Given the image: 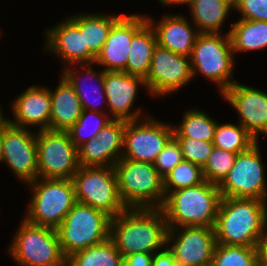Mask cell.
Instances as JSON below:
<instances>
[{
	"label": "cell",
	"mask_w": 267,
	"mask_h": 266,
	"mask_svg": "<svg viewBox=\"0 0 267 266\" xmlns=\"http://www.w3.org/2000/svg\"><path fill=\"white\" fill-rule=\"evenodd\" d=\"M167 230L161 208H127L110 221V238L123 257L162 250Z\"/></svg>",
	"instance_id": "6da1fadb"
},
{
	"label": "cell",
	"mask_w": 267,
	"mask_h": 266,
	"mask_svg": "<svg viewBox=\"0 0 267 266\" xmlns=\"http://www.w3.org/2000/svg\"><path fill=\"white\" fill-rule=\"evenodd\" d=\"M266 229V201L222 197L214 226L216 243L256 247Z\"/></svg>",
	"instance_id": "7a4b0ae2"
},
{
	"label": "cell",
	"mask_w": 267,
	"mask_h": 266,
	"mask_svg": "<svg viewBox=\"0 0 267 266\" xmlns=\"http://www.w3.org/2000/svg\"><path fill=\"white\" fill-rule=\"evenodd\" d=\"M221 199L218 185L206 180L193 187L171 191L161 207L167 228H214Z\"/></svg>",
	"instance_id": "3957f363"
},
{
	"label": "cell",
	"mask_w": 267,
	"mask_h": 266,
	"mask_svg": "<svg viewBox=\"0 0 267 266\" xmlns=\"http://www.w3.org/2000/svg\"><path fill=\"white\" fill-rule=\"evenodd\" d=\"M118 191L126 208H161L165 202L163 178L153 163L120 158L113 166Z\"/></svg>",
	"instance_id": "277c9868"
},
{
	"label": "cell",
	"mask_w": 267,
	"mask_h": 266,
	"mask_svg": "<svg viewBox=\"0 0 267 266\" xmlns=\"http://www.w3.org/2000/svg\"><path fill=\"white\" fill-rule=\"evenodd\" d=\"M190 63L193 80L200 73L216 84L219 95L237 81L233 79L235 55L228 32L200 33L192 49Z\"/></svg>",
	"instance_id": "5b68a950"
},
{
	"label": "cell",
	"mask_w": 267,
	"mask_h": 266,
	"mask_svg": "<svg viewBox=\"0 0 267 266\" xmlns=\"http://www.w3.org/2000/svg\"><path fill=\"white\" fill-rule=\"evenodd\" d=\"M26 186L32 197L23 217L31 224L57 229L76 203L72 179L37 178Z\"/></svg>",
	"instance_id": "8992f818"
},
{
	"label": "cell",
	"mask_w": 267,
	"mask_h": 266,
	"mask_svg": "<svg viewBox=\"0 0 267 266\" xmlns=\"http://www.w3.org/2000/svg\"><path fill=\"white\" fill-rule=\"evenodd\" d=\"M6 250L18 266H66L56 229L31 224L25 218Z\"/></svg>",
	"instance_id": "52a82bcc"
},
{
	"label": "cell",
	"mask_w": 267,
	"mask_h": 266,
	"mask_svg": "<svg viewBox=\"0 0 267 266\" xmlns=\"http://www.w3.org/2000/svg\"><path fill=\"white\" fill-rule=\"evenodd\" d=\"M110 221L106 213L76 202L56 229L64 256L67 258L110 238Z\"/></svg>",
	"instance_id": "ba28073f"
},
{
	"label": "cell",
	"mask_w": 267,
	"mask_h": 266,
	"mask_svg": "<svg viewBox=\"0 0 267 266\" xmlns=\"http://www.w3.org/2000/svg\"><path fill=\"white\" fill-rule=\"evenodd\" d=\"M72 181L76 202L98 209L111 218L127 209L119 195L114 167L79 166Z\"/></svg>",
	"instance_id": "9c48e42d"
},
{
	"label": "cell",
	"mask_w": 267,
	"mask_h": 266,
	"mask_svg": "<svg viewBox=\"0 0 267 266\" xmlns=\"http://www.w3.org/2000/svg\"><path fill=\"white\" fill-rule=\"evenodd\" d=\"M260 142L238 153L227 176L218 185L222 197L257 199L267 202V177Z\"/></svg>",
	"instance_id": "30bf717a"
},
{
	"label": "cell",
	"mask_w": 267,
	"mask_h": 266,
	"mask_svg": "<svg viewBox=\"0 0 267 266\" xmlns=\"http://www.w3.org/2000/svg\"><path fill=\"white\" fill-rule=\"evenodd\" d=\"M38 178L72 179L79 169L78 148L67 131L37 130Z\"/></svg>",
	"instance_id": "8fae6325"
},
{
	"label": "cell",
	"mask_w": 267,
	"mask_h": 266,
	"mask_svg": "<svg viewBox=\"0 0 267 266\" xmlns=\"http://www.w3.org/2000/svg\"><path fill=\"white\" fill-rule=\"evenodd\" d=\"M173 125L158 121L150 115L126 122L122 158L154 163L158 154L174 136Z\"/></svg>",
	"instance_id": "7c38bea8"
},
{
	"label": "cell",
	"mask_w": 267,
	"mask_h": 266,
	"mask_svg": "<svg viewBox=\"0 0 267 266\" xmlns=\"http://www.w3.org/2000/svg\"><path fill=\"white\" fill-rule=\"evenodd\" d=\"M193 79L190 57L176 54L166 48L155 47L150 70L146 76V93L155 98L172 95Z\"/></svg>",
	"instance_id": "4fadbf2b"
},
{
	"label": "cell",
	"mask_w": 267,
	"mask_h": 266,
	"mask_svg": "<svg viewBox=\"0 0 267 266\" xmlns=\"http://www.w3.org/2000/svg\"><path fill=\"white\" fill-rule=\"evenodd\" d=\"M166 246L179 266H211L216 238L214 228H168Z\"/></svg>",
	"instance_id": "5bb4252c"
},
{
	"label": "cell",
	"mask_w": 267,
	"mask_h": 266,
	"mask_svg": "<svg viewBox=\"0 0 267 266\" xmlns=\"http://www.w3.org/2000/svg\"><path fill=\"white\" fill-rule=\"evenodd\" d=\"M33 132V133H32ZM3 163L23 184L38 178L36 131L10 125L2 133Z\"/></svg>",
	"instance_id": "9a60e30c"
},
{
	"label": "cell",
	"mask_w": 267,
	"mask_h": 266,
	"mask_svg": "<svg viewBox=\"0 0 267 266\" xmlns=\"http://www.w3.org/2000/svg\"><path fill=\"white\" fill-rule=\"evenodd\" d=\"M139 87L147 91L142 77L129 75L125 72L104 71V90L106 95V111L111 119L136 121L146 116L141 107L133 109L137 100Z\"/></svg>",
	"instance_id": "2e32d148"
},
{
	"label": "cell",
	"mask_w": 267,
	"mask_h": 266,
	"mask_svg": "<svg viewBox=\"0 0 267 266\" xmlns=\"http://www.w3.org/2000/svg\"><path fill=\"white\" fill-rule=\"evenodd\" d=\"M221 96L236 110L238 123L257 141L258 135L267 136V92L236 81Z\"/></svg>",
	"instance_id": "e0dca14e"
},
{
	"label": "cell",
	"mask_w": 267,
	"mask_h": 266,
	"mask_svg": "<svg viewBox=\"0 0 267 266\" xmlns=\"http://www.w3.org/2000/svg\"><path fill=\"white\" fill-rule=\"evenodd\" d=\"M146 22V14H123L110 29L107 40L96 56L94 64L103 65V71L126 73L133 35Z\"/></svg>",
	"instance_id": "ac0fdd59"
},
{
	"label": "cell",
	"mask_w": 267,
	"mask_h": 266,
	"mask_svg": "<svg viewBox=\"0 0 267 266\" xmlns=\"http://www.w3.org/2000/svg\"><path fill=\"white\" fill-rule=\"evenodd\" d=\"M44 51L55 54L65 67L71 64L94 63L95 56L85 45L84 32L66 16V19L45 29Z\"/></svg>",
	"instance_id": "d6986e66"
},
{
	"label": "cell",
	"mask_w": 267,
	"mask_h": 266,
	"mask_svg": "<svg viewBox=\"0 0 267 266\" xmlns=\"http://www.w3.org/2000/svg\"><path fill=\"white\" fill-rule=\"evenodd\" d=\"M11 124L31 129L37 126L40 130H50L51 95L49 88L41 85H30L16 96L12 102ZM30 127V128H29Z\"/></svg>",
	"instance_id": "ffe728a7"
},
{
	"label": "cell",
	"mask_w": 267,
	"mask_h": 266,
	"mask_svg": "<svg viewBox=\"0 0 267 266\" xmlns=\"http://www.w3.org/2000/svg\"><path fill=\"white\" fill-rule=\"evenodd\" d=\"M167 14L156 23L153 17L146 15L156 34L157 44L176 54L190 57L200 32L182 13Z\"/></svg>",
	"instance_id": "44dd1931"
},
{
	"label": "cell",
	"mask_w": 267,
	"mask_h": 266,
	"mask_svg": "<svg viewBox=\"0 0 267 266\" xmlns=\"http://www.w3.org/2000/svg\"><path fill=\"white\" fill-rule=\"evenodd\" d=\"M55 90L49 88L51 95L50 130L67 131L79 119L83 108L73 86L61 75Z\"/></svg>",
	"instance_id": "7402d4cb"
},
{
	"label": "cell",
	"mask_w": 267,
	"mask_h": 266,
	"mask_svg": "<svg viewBox=\"0 0 267 266\" xmlns=\"http://www.w3.org/2000/svg\"><path fill=\"white\" fill-rule=\"evenodd\" d=\"M76 66H79L80 70L77 69ZM92 66H94V63L74 64V65H70L68 67H64L63 71H61V72H62V75L73 86L76 94L78 95V97L81 101L82 108L84 110L103 112L104 110H102V109L100 110L99 105L101 106L102 103L105 102V104H106V102H107V100H106L107 98H106L105 90H104V71L101 69L99 70V72L94 71L95 68L92 69ZM83 70L85 72L84 74L82 72ZM80 71L82 72L81 76L79 73ZM83 75L87 76L86 79H88L90 83L93 80H94L92 82L93 84H94V82H96V85H94L92 87L93 92L92 93L90 92L92 94V95L90 94V96L88 95V92H89V91H87L88 88L87 87H86L87 89L85 88V85H84L85 80L83 79L84 78ZM91 98H93V101H91ZM98 101H100V102H98ZM95 103L99 104L98 107H97V104H95Z\"/></svg>",
	"instance_id": "603a6c76"
},
{
	"label": "cell",
	"mask_w": 267,
	"mask_h": 266,
	"mask_svg": "<svg viewBox=\"0 0 267 266\" xmlns=\"http://www.w3.org/2000/svg\"><path fill=\"white\" fill-rule=\"evenodd\" d=\"M123 14H110L108 13H86L79 12L76 15L68 16L81 30L84 32L85 45L88 50L96 57L103 45L105 44L109 31L113 24Z\"/></svg>",
	"instance_id": "cb8c5ba5"
},
{
	"label": "cell",
	"mask_w": 267,
	"mask_h": 266,
	"mask_svg": "<svg viewBox=\"0 0 267 266\" xmlns=\"http://www.w3.org/2000/svg\"><path fill=\"white\" fill-rule=\"evenodd\" d=\"M188 8L191 22L198 31L214 34H222L225 19L234 11V7L225 0H194Z\"/></svg>",
	"instance_id": "d4e9b609"
},
{
	"label": "cell",
	"mask_w": 267,
	"mask_h": 266,
	"mask_svg": "<svg viewBox=\"0 0 267 266\" xmlns=\"http://www.w3.org/2000/svg\"><path fill=\"white\" fill-rule=\"evenodd\" d=\"M157 45L153 27L147 21L134 35L130 44L126 73L146 78Z\"/></svg>",
	"instance_id": "484cf974"
},
{
	"label": "cell",
	"mask_w": 267,
	"mask_h": 266,
	"mask_svg": "<svg viewBox=\"0 0 267 266\" xmlns=\"http://www.w3.org/2000/svg\"><path fill=\"white\" fill-rule=\"evenodd\" d=\"M234 55L267 48V21L238 19L230 30Z\"/></svg>",
	"instance_id": "4316f807"
},
{
	"label": "cell",
	"mask_w": 267,
	"mask_h": 266,
	"mask_svg": "<svg viewBox=\"0 0 267 266\" xmlns=\"http://www.w3.org/2000/svg\"><path fill=\"white\" fill-rule=\"evenodd\" d=\"M123 256L111 238L77 251L66 259V266H123Z\"/></svg>",
	"instance_id": "83f0119b"
},
{
	"label": "cell",
	"mask_w": 267,
	"mask_h": 266,
	"mask_svg": "<svg viewBox=\"0 0 267 266\" xmlns=\"http://www.w3.org/2000/svg\"><path fill=\"white\" fill-rule=\"evenodd\" d=\"M217 121L204 111L191 108L183 113V118L174 127V137H188L203 141H213Z\"/></svg>",
	"instance_id": "f1b7e54d"
},
{
	"label": "cell",
	"mask_w": 267,
	"mask_h": 266,
	"mask_svg": "<svg viewBox=\"0 0 267 266\" xmlns=\"http://www.w3.org/2000/svg\"><path fill=\"white\" fill-rule=\"evenodd\" d=\"M257 140L240 124L223 123L217 125L214 130L213 145L234 153L247 151Z\"/></svg>",
	"instance_id": "f546056e"
},
{
	"label": "cell",
	"mask_w": 267,
	"mask_h": 266,
	"mask_svg": "<svg viewBox=\"0 0 267 266\" xmlns=\"http://www.w3.org/2000/svg\"><path fill=\"white\" fill-rule=\"evenodd\" d=\"M112 119L107 112L82 111L77 122L69 129L70 139L79 148L87 141L95 138L102 128Z\"/></svg>",
	"instance_id": "4dcf8cb0"
},
{
	"label": "cell",
	"mask_w": 267,
	"mask_h": 266,
	"mask_svg": "<svg viewBox=\"0 0 267 266\" xmlns=\"http://www.w3.org/2000/svg\"><path fill=\"white\" fill-rule=\"evenodd\" d=\"M204 181L205 178L201 166L187 160H182L163 178L165 197L171 191L193 187Z\"/></svg>",
	"instance_id": "1f68e13d"
},
{
	"label": "cell",
	"mask_w": 267,
	"mask_h": 266,
	"mask_svg": "<svg viewBox=\"0 0 267 266\" xmlns=\"http://www.w3.org/2000/svg\"><path fill=\"white\" fill-rule=\"evenodd\" d=\"M126 121L112 119L97 134L105 151V167H113L122 157Z\"/></svg>",
	"instance_id": "d6a6232c"
},
{
	"label": "cell",
	"mask_w": 267,
	"mask_h": 266,
	"mask_svg": "<svg viewBox=\"0 0 267 266\" xmlns=\"http://www.w3.org/2000/svg\"><path fill=\"white\" fill-rule=\"evenodd\" d=\"M257 263L256 247L216 243L211 266H256Z\"/></svg>",
	"instance_id": "836d02e7"
},
{
	"label": "cell",
	"mask_w": 267,
	"mask_h": 266,
	"mask_svg": "<svg viewBox=\"0 0 267 266\" xmlns=\"http://www.w3.org/2000/svg\"><path fill=\"white\" fill-rule=\"evenodd\" d=\"M238 153L213 148L207 162L202 167L206 181L219 185L233 167Z\"/></svg>",
	"instance_id": "e575fe53"
},
{
	"label": "cell",
	"mask_w": 267,
	"mask_h": 266,
	"mask_svg": "<svg viewBox=\"0 0 267 266\" xmlns=\"http://www.w3.org/2000/svg\"><path fill=\"white\" fill-rule=\"evenodd\" d=\"M182 149L183 160L201 167L205 165L214 148L213 141H203L188 137H175Z\"/></svg>",
	"instance_id": "d590c367"
},
{
	"label": "cell",
	"mask_w": 267,
	"mask_h": 266,
	"mask_svg": "<svg viewBox=\"0 0 267 266\" xmlns=\"http://www.w3.org/2000/svg\"><path fill=\"white\" fill-rule=\"evenodd\" d=\"M182 160V149L176 138L173 136L165 145L164 149L158 154L157 159L153 164L158 171V174L164 178Z\"/></svg>",
	"instance_id": "8d00e7d4"
},
{
	"label": "cell",
	"mask_w": 267,
	"mask_h": 266,
	"mask_svg": "<svg viewBox=\"0 0 267 266\" xmlns=\"http://www.w3.org/2000/svg\"><path fill=\"white\" fill-rule=\"evenodd\" d=\"M79 166L105 167V151L102 141L92 138L78 148Z\"/></svg>",
	"instance_id": "74e56055"
},
{
	"label": "cell",
	"mask_w": 267,
	"mask_h": 266,
	"mask_svg": "<svg viewBox=\"0 0 267 266\" xmlns=\"http://www.w3.org/2000/svg\"><path fill=\"white\" fill-rule=\"evenodd\" d=\"M234 11L241 15L240 19L267 21V0H239Z\"/></svg>",
	"instance_id": "f35d334b"
},
{
	"label": "cell",
	"mask_w": 267,
	"mask_h": 266,
	"mask_svg": "<svg viewBox=\"0 0 267 266\" xmlns=\"http://www.w3.org/2000/svg\"><path fill=\"white\" fill-rule=\"evenodd\" d=\"M152 266H179V264L173 253L165 246L162 250L153 254Z\"/></svg>",
	"instance_id": "ab89813d"
},
{
	"label": "cell",
	"mask_w": 267,
	"mask_h": 266,
	"mask_svg": "<svg viewBox=\"0 0 267 266\" xmlns=\"http://www.w3.org/2000/svg\"><path fill=\"white\" fill-rule=\"evenodd\" d=\"M154 253H134L123 258V266H152Z\"/></svg>",
	"instance_id": "60d3db41"
},
{
	"label": "cell",
	"mask_w": 267,
	"mask_h": 266,
	"mask_svg": "<svg viewBox=\"0 0 267 266\" xmlns=\"http://www.w3.org/2000/svg\"><path fill=\"white\" fill-rule=\"evenodd\" d=\"M256 250L258 264L261 266H267V230H265L257 241Z\"/></svg>",
	"instance_id": "b9f144b4"
},
{
	"label": "cell",
	"mask_w": 267,
	"mask_h": 266,
	"mask_svg": "<svg viewBox=\"0 0 267 266\" xmlns=\"http://www.w3.org/2000/svg\"><path fill=\"white\" fill-rule=\"evenodd\" d=\"M194 0H158L159 4H162V6H168V5H186L187 7L193 2Z\"/></svg>",
	"instance_id": "7bdbcfd3"
},
{
	"label": "cell",
	"mask_w": 267,
	"mask_h": 266,
	"mask_svg": "<svg viewBox=\"0 0 267 266\" xmlns=\"http://www.w3.org/2000/svg\"><path fill=\"white\" fill-rule=\"evenodd\" d=\"M0 106V134H2L10 125H11V119L10 117L7 118L4 115H2L4 112Z\"/></svg>",
	"instance_id": "ee69618b"
},
{
	"label": "cell",
	"mask_w": 267,
	"mask_h": 266,
	"mask_svg": "<svg viewBox=\"0 0 267 266\" xmlns=\"http://www.w3.org/2000/svg\"><path fill=\"white\" fill-rule=\"evenodd\" d=\"M0 163L3 164V144H2V134H0Z\"/></svg>",
	"instance_id": "f6af8a7d"
},
{
	"label": "cell",
	"mask_w": 267,
	"mask_h": 266,
	"mask_svg": "<svg viewBox=\"0 0 267 266\" xmlns=\"http://www.w3.org/2000/svg\"><path fill=\"white\" fill-rule=\"evenodd\" d=\"M230 3L233 7L238 3L239 0H225Z\"/></svg>",
	"instance_id": "bcb514c9"
}]
</instances>
